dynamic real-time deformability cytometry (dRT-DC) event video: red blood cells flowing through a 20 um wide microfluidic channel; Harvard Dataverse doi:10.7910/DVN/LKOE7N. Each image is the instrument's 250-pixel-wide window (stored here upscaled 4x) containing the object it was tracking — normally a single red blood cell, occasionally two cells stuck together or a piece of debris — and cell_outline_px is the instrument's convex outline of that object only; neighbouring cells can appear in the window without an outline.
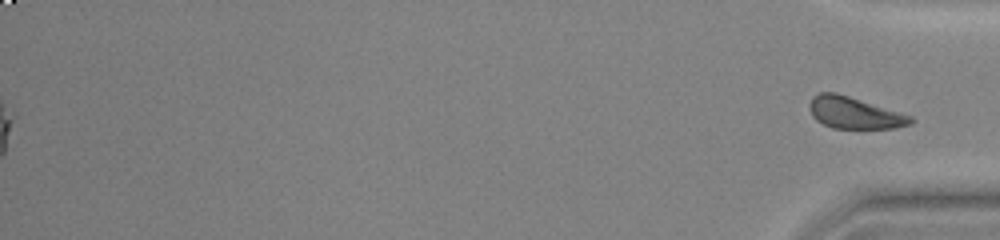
{"species": "common noctule bat (a hibernating species)", "species_latin": "Nyctalus noctula", "temperature_condition": "warm", "stored_images_in_passage": 54, "segment_of_instrument_passage": [2, 2], "camera_frame_rate_fps": 3000, "um_per_image_px": 0.085, "animal": {"sex": "female", "body_mass_g": 23.0, "forearm_length_mm": 53.4}, "frame": {"image": 1, "passage_image": 54, "time_ms": 17.667, "image_size_px": [1000, 240], "cell_outline_px": [[916, 120], [912, 124], [896, 128], [832, 128], [816, 120], [812, 116], [808, 108], [808, 104], [812, 96], [820, 92], [836, 92], [912, 116]], "centroid_in_image_um": [72.61, 9.59], "position_along_channel_um": 362.6, "area_um2": 18.79}}